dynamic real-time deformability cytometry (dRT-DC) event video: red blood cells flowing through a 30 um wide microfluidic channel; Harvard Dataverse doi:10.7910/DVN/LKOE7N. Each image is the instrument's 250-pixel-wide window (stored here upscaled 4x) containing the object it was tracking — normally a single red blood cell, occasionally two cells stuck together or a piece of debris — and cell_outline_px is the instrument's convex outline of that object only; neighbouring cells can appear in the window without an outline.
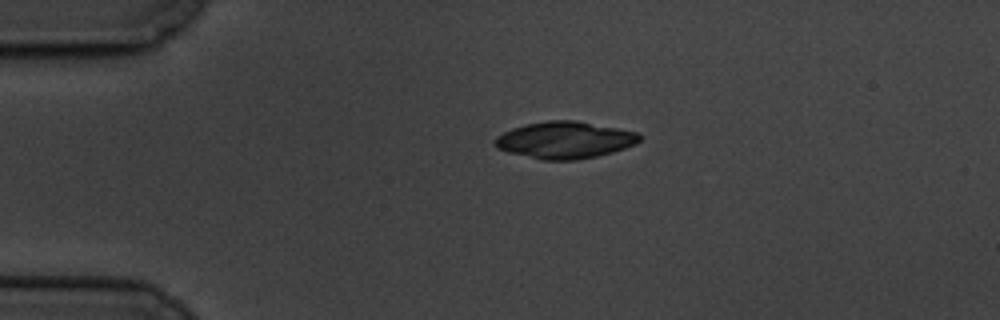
{"species": "common noctule bat (a hibernating species)", "species_latin": "Nyctalus noctula", "temperature_condition": "cold", "stored_images_in_passage": 2, "camera_frame_rate_fps": 3000, "um_per_image_px": 0.085, "animal": {"sex": "male", "body_mass_g": 19.5, "forearm_length_mm": 54.6}, "frame": {"image": 1, "passage_image": 1, "time_ms": 0.0, "image_size_px": [1000, 320], "cell_outline_px": [[640, 140], [636, 144], [612, 152], [596, 156], [576, 160], [540, 160], [508, 152], [496, 148], [496, 136], [512, 128], [528, 124], [548, 120], [576, 120], [636, 132], [640, 136]], "centroid_in_image_um": [47.99, 11.91], "position_along_channel_um": 37.0, "area_um2": 30.87}}